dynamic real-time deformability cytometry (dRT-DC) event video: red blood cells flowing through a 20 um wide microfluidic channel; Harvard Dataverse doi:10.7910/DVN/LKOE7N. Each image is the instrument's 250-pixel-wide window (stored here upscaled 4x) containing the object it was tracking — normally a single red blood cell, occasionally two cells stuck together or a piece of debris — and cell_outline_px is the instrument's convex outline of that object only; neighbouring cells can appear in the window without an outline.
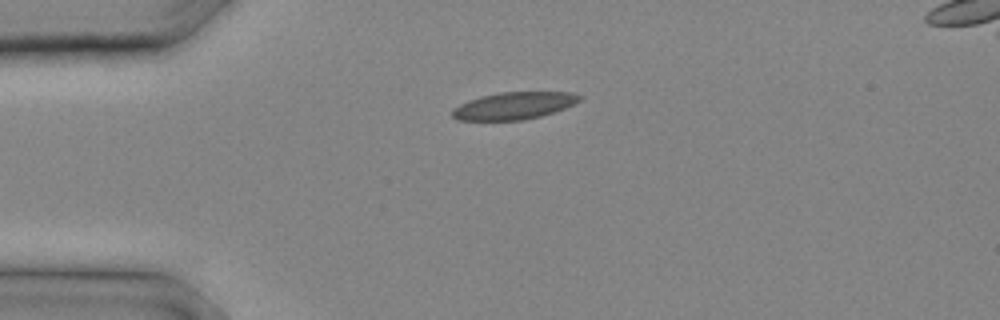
{"species": "common noctule bat (a hibernating species)", "species_latin": "Nyctalus noctula", "temperature_condition": "cold", "stored_images_in_passage": 9, "camera_frame_rate_fps": 3000, "um_per_image_px": 0.085, "animal": {"sex": "male", "body_mass_g": 20.4}, "frame": {"image": 1, "passage_image": 1, "time_ms": 0.0, "image_size_px": [1000, 320], "cell_outline_px": [[584, 96], [580, 100], [564, 108], [540, 116], [524, 120], [456, 120], [452, 116], [452, 108], [468, 100], [480, 96], [500, 92], [572, 92]], "centroid_in_image_um": [43.66, 8.98], "position_along_channel_um": 41.3, "area_um2": 20.17}}
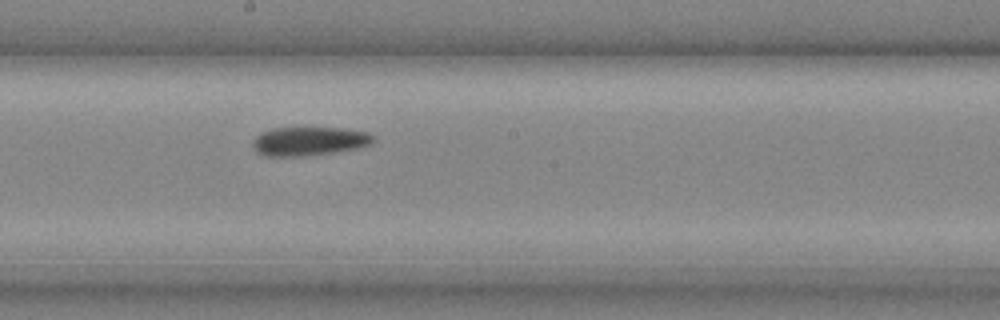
{"frame": {"image": 2, "passage_image": 9, "time_ms": 2.667, "image_size_px": [1000, 320], "cell_outline_px": [[376, 140], [360, 148], [312, 156], [264, 156], [256, 152], [252, 148], [252, 140], [260, 132], [272, 128], [340, 128], [368, 132], [376, 136]], "centroid_in_image_um": [26.26, 12.01], "position_along_channel_um": 221.9, "area_um2": 20.63}}